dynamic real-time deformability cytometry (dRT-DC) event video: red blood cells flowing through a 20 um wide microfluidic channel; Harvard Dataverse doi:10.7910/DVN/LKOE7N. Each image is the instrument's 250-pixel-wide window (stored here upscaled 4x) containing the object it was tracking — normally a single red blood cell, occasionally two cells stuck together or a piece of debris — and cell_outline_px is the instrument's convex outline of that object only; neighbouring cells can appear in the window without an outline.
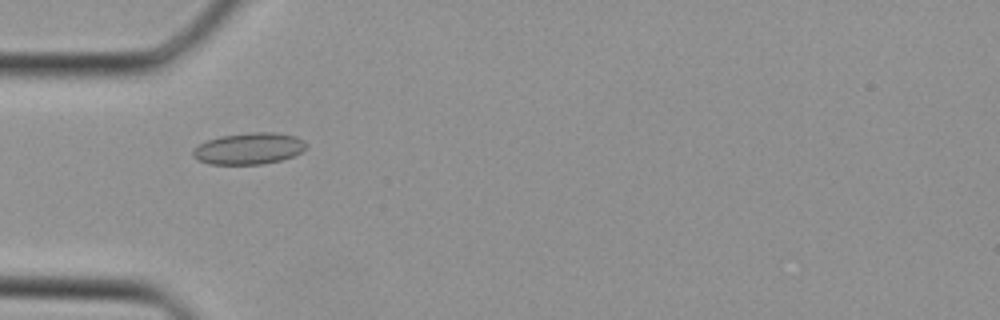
{"species": "Egyptian fruit bat (a non-hibernating species)", "species_latin": "Rousettus aegyptiacus", "temperature_condition": "cold", "stored_images_in_passage": 40, "camera_frame_rate_fps": 3000, "um_per_image_px": 0.085, "animal": {"sex": "female"}, "frame": {"image": 1, "passage_image": 13, "time_ms": 4.0, "image_size_px": [1000, 320], "cell_outline_px": [[308, 144], [300, 152], [292, 156], [280, 160], [264, 164], [208, 164], [196, 160], [192, 156], [192, 152], [200, 144], [208, 140], [220, 136], [248, 132], [276, 132], [296, 136], [304, 140]], "centroid_in_image_um": [21.15, 12.62], "position_along_channel_um": 63.8, "area_um2": 20.87}}
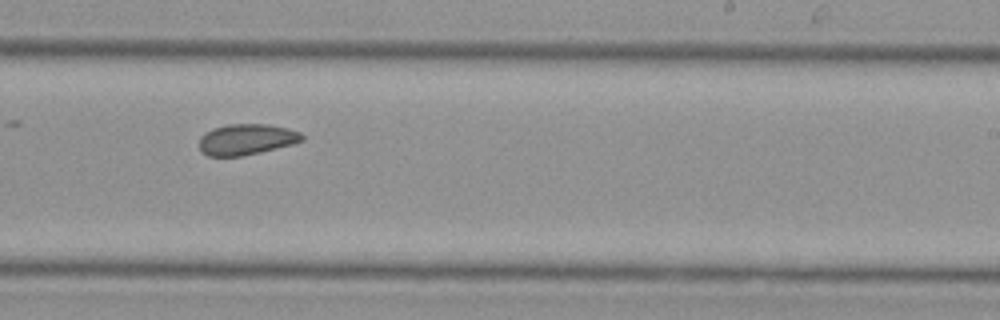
{"frame": {"image": 2, "passage_image": 25, "time_ms": 8.0, "image_size_px": [1000, 320], "cell_outline_px": [[304, 140], [292, 144], [260, 152], [240, 156], [208, 156], [200, 152], [200, 136], [204, 132], [212, 128], [228, 124], [268, 124], [288, 128], [300, 132], [304, 136]], "centroid_in_image_um": [20.93, 11.84], "position_along_channel_um": 268.1, "area_um2": 18.61}}
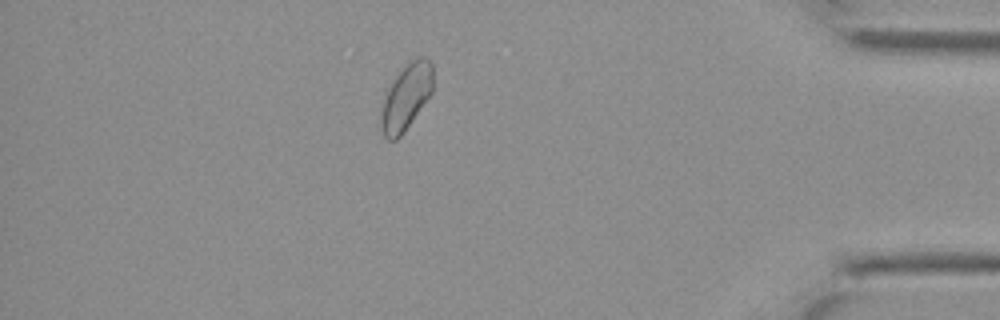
{"frame": {"image": 3, "passage_image": 35, "time_ms": 11.333, "image_size_px": [1000, 320], "cell_outline_px": [[432, 92], [404, 132], [396, 140], [388, 140], [384, 136], [380, 128], [380, 104], [384, 92], [392, 80], [404, 64], [408, 60], [416, 56], [424, 56], [432, 64]], "centroid_in_image_um": [34.46, 8.22], "position_along_channel_um": 400.7, "area_um2": 20.52}}